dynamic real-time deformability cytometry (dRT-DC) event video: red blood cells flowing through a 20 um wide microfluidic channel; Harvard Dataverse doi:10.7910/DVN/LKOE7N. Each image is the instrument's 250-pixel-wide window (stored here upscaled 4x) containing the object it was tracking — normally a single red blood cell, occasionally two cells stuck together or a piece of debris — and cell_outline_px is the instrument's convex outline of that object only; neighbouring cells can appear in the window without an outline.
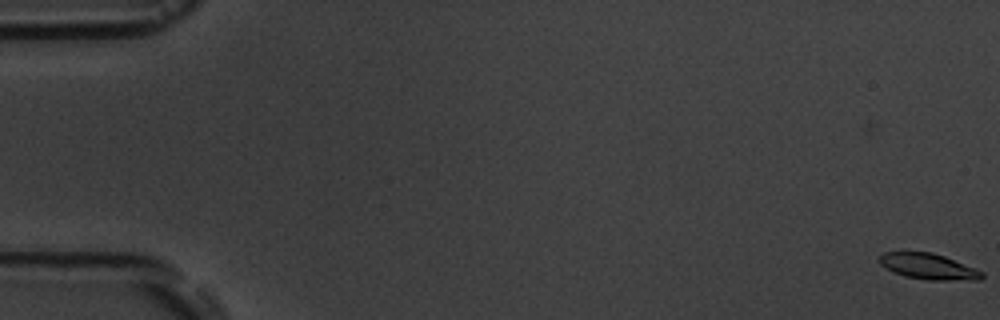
{"species": "common noctule bat (a hibernating species)", "species_latin": "Nyctalus noctula", "temperature_condition": "room temperature", "stored_images_in_passage": 5, "camera_frame_rate_fps": 3000, "um_per_image_px": 0.085, "animal": {"sex": "male", "body_mass_g": 19.5, "forearm_length_mm": 54.6}, "frame": {"image": 1, "passage_image": 1, "time_ms": 0.0, "image_size_px": [1000, 320], "cell_outline_px": [[984, 276], [980, 280], [928, 280], [904, 276], [880, 264], [880, 256], [884, 252], [904, 248], [932, 252], [944, 256], [976, 268], [984, 272]], "centroid_in_image_um": [78.9, 22.6], "position_along_channel_um": 6.1, "area_um2": 16.01}}
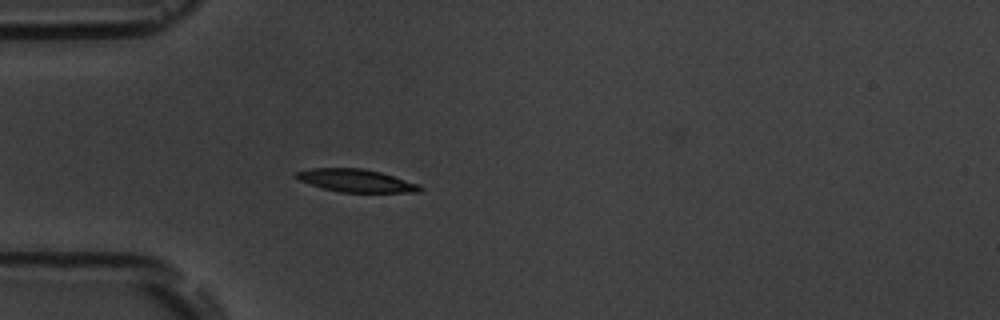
{"frame": {"image": 2, "passage_image": 5, "time_ms": 5.667, "image_size_px": [1000, 320], "cell_outline_px": [[424, 188], [420, 192], [340, 192], [324, 188], [300, 180], [292, 176], [292, 172], [312, 168], [364, 168], [380, 172], [420, 184]], "centroid_in_image_um": [30.26, 15.34], "position_along_channel_um": 54.7, "area_um2": 16.47}}